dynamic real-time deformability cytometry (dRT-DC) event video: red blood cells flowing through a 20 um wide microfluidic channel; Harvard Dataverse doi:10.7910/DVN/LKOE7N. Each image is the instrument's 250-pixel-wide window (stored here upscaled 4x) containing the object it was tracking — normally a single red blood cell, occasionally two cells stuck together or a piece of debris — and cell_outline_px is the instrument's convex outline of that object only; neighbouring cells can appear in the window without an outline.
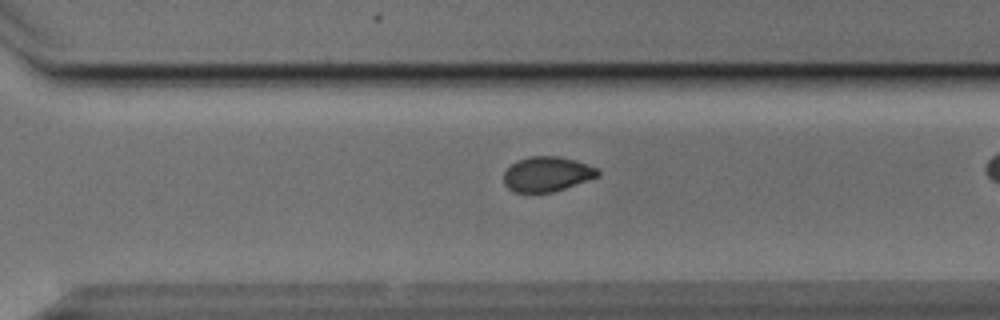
{"species": "Egyptian fruit bat (a non-hibernating species)", "species_latin": "Rousettus aegyptiacus", "temperature_condition": "cold", "stored_images_in_passage": 34, "camera_frame_rate_fps": 3000, "um_per_image_px": 0.085, "animal": {"sex": "male"}, "frame": {"image": 1, "passage_image": 29, "time_ms": 9.333, "image_size_px": [1000, 320], "cell_outline_px": [[600, 176], [552, 192], [512, 192], [504, 184], [504, 172], [516, 160], [528, 156], [556, 156], [588, 164], [596, 168], [600, 172]], "centroid_in_image_um": [46.47, 14.79], "position_along_channel_um": 324.1, "area_um2": 19.02}}